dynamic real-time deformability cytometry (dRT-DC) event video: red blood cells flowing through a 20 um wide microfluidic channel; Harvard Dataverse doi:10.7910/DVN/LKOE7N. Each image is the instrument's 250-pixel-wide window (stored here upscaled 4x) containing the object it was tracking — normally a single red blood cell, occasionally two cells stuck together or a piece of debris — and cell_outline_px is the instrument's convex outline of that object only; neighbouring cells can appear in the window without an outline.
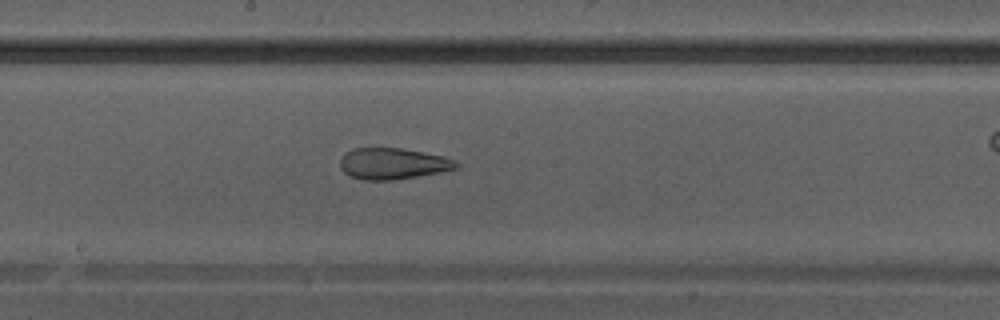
{"species": "Egyptian fruit bat (a non-hibernating species)", "species_latin": "Rousettus aegyptiacus", "temperature_condition": "warm", "stored_images_in_passage": 29, "camera_frame_rate_fps": 3000, "um_per_image_px": 0.085, "animal": {"sex": "male"}, "frame": {"image": 1, "passage_image": 17, "time_ms": 5.333, "image_size_px": [1000, 320], "cell_outline_px": [[460, 168], [440, 172], [396, 180], [364, 180], [352, 176], [344, 172], [340, 168], [340, 160], [344, 152], [352, 148], [400, 148], [444, 156], [456, 160], [460, 164]], "centroid_in_image_um": [33.41, 13.91], "position_along_channel_um": 214.8, "area_um2": 21.33}}